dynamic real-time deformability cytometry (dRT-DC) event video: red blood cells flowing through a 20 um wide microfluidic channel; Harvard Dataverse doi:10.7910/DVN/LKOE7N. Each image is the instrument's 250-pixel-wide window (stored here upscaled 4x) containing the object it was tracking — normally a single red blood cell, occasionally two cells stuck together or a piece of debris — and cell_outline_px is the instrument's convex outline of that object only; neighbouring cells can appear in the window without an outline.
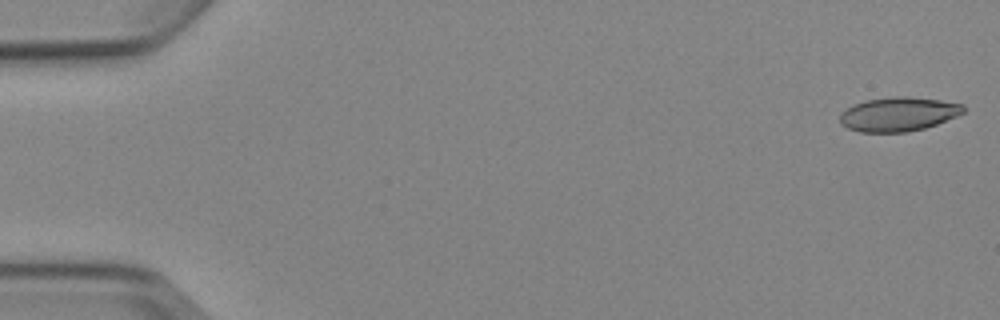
{"species": "Egyptian fruit bat (a non-hibernating species)", "species_latin": "Rousettus aegyptiacus", "temperature_condition": "cold", "stored_images_in_passage": 5, "segment_of_instrument_passage": [2, 2], "camera_frame_rate_fps": 3000, "um_per_image_px": 0.085, "animal": {"sex": "female"}, "frame": {"image": 1, "passage_image": 5, "time_ms": 5.667, "image_size_px": [1000, 320], "cell_outline_px": [[964, 112], [956, 116], [936, 124], [924, 128], [908, 132], [860, 132], [848, 128], [840, 124], [840, 112], [864, 100], [896, 96], [908, 96], [940, 100], [964, 104]], "centroid_in_image_um": [76.35, 9.7], "position_along_channel_um": 8.6, "area_um2": 24.51}}